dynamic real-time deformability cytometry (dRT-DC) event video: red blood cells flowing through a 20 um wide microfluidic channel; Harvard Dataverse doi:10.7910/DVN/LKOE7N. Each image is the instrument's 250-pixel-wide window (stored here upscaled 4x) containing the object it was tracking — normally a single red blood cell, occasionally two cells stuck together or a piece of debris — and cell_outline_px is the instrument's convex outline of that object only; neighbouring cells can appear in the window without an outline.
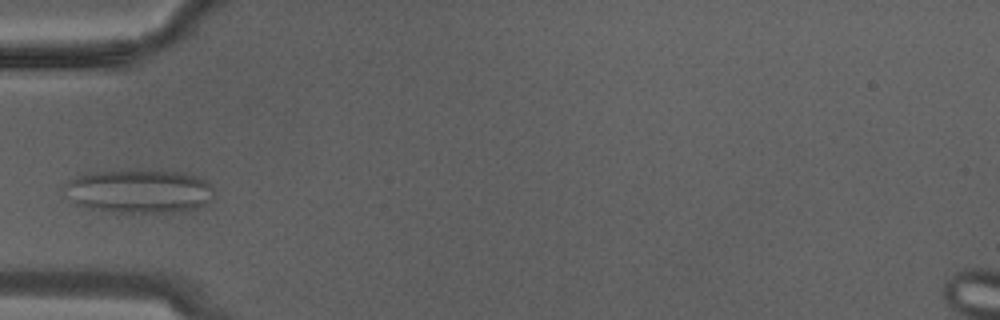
{"species": "Egyptian fruit bat (a non-hibernating species)", "species_latin": "Rousettus aegyptiacus", "temperature_condition": "warm", "stored_images_in_passage": 10, "camera_frame_rate_fps": 3000, "um_per_image_px": 0.085, "animal": {"sex": "male"}, "frame": {"image": 1, "passage_image": 7, "time_ms": 2.0, "image_size_px": [1000, 320], "cell_outline_px": [[212, 200], [208, 204], [196, 208], [176, 212], [112, 212], [84, 208], [76, 204], [60, 188], [68, 180], [76, 176], [92, 172], [140, 168], [176, 172], [196, 176], [208, 180], [212, 184]], "centroid_in_image_um": [11.79, 16.23], "position_along_channel_um": 73.2, "area_um2": 39.07}}
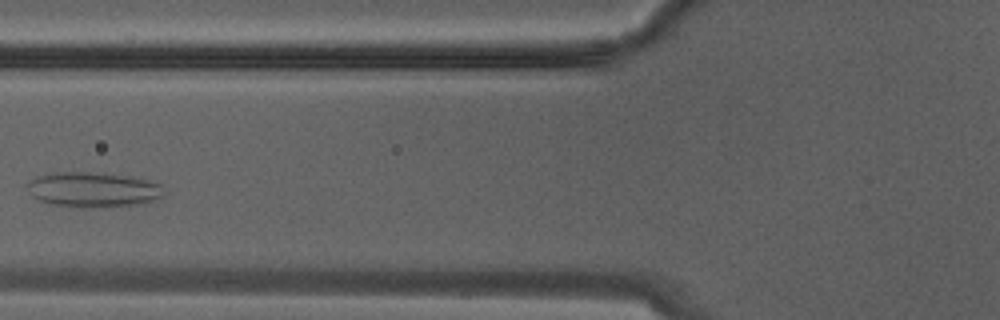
{"frame": {"image": 2, "passage_image": 9, "time_ms": 2.667, "image_size_px": [1000, 320], "cell_outline_px": [[160, 196], [148, 204], [104, 208], [92, 208], [48, 204], [36, 200], [32, 196], [24, 184], [36, 176], [52, 172], [104, 172], [132, 176], [148, 180], [160, 184]], "centroid_in_image_um": [7.86, 16.12], "position_along_channel_um": 117.9, "area_um2": 28.67}}